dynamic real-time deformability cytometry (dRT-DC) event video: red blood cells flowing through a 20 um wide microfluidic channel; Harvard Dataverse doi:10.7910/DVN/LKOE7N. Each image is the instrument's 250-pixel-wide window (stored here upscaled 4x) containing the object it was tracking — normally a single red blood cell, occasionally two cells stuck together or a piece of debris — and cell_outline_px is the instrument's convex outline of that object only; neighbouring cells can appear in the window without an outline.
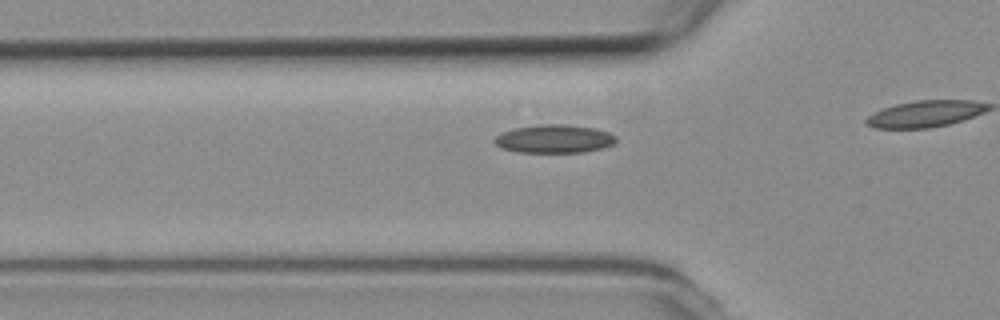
{"species": "common noctule bat (a hibernating species)", "species_latin": "Nyctalus noctula", "temperature_condition": "room temperature", "stored_images_in_passage": 18, "camera_frame_rate_fps": 3000, "um_per_image_px": 0.085, "animal": {"sex": "female", "body_mass_g": 19.3, "forearm_length_mm": 54.1}, "frame": {"image": 1, "passage_image": 13, "time_ms": 4.0, "image_size_px": [1000, 320], "cell_outline_px": [[616, 140], [612, 144], [604, 148], [584, 152], [520, 152], [500, 148], [492, 140], [500, 132], [516, 128], [536, 124], [564, 124], [596, 128], [608, 132], [616, 136]], "centroid_in_image_um": [47.09, 11.79], "position_along_channel_um": 78.7, "area_um2": 20.17}}
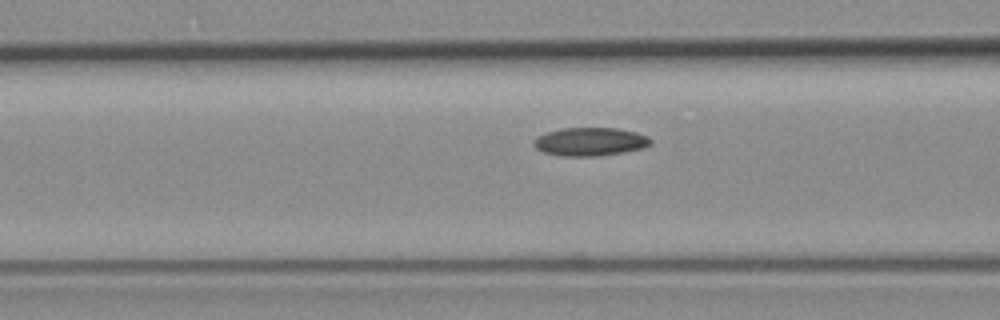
{"frame": {"image": 2, "passage_image": 16, "time_ms": 5.0, "image_size_px": [1000, 320], "cell_outline_px": [[652, 144], [644, 148], [624, 152], [596, 156], [560, 156], [544, 152], [536, 148], [532, 144], [532, 140], [536, 136], [560, 128], [616, 128], [636, 132], [648, 136], [652, 140]], "centroid_in_image_um": [50.15, 12.04], "position_along_channel_um": 116.4, "area_um2": 19.48}}